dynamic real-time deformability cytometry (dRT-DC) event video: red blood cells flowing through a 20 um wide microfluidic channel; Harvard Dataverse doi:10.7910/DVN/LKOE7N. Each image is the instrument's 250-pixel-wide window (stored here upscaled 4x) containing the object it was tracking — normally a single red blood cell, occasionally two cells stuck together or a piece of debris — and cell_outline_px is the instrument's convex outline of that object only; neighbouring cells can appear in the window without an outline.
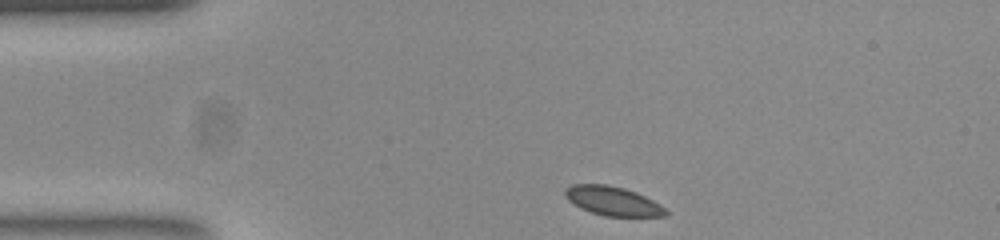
{"species": "common noctule bat (a hibernating species)", "species_latin": "Nyctalus noctula", "temperature_condition": "room temperature", "stored_images_in_passage": 44, "camera_frame_rate_fps": 3000, "um_per_image_px": 0.085, "animal": {"sex": "female", "body_mass_g": 23.0, "forearm_length_mm": 53.4}, "frame": {"image": 1, "passage_image": 1, "time_ms": 0.0, "image_size_px": [1000, 240], "cell_outline_px": [[668, 212], [664, 216], [604, 216], [580, 208], [568, 200], [564, 196], [564, 192], [572, 184], [608, 184], [624, 188], [636, 192], [660, 204]], "centroid_in_image_um": [52.07, 17.08], "position_along_channel_um": 32.9, "area_um2": 16.94}}
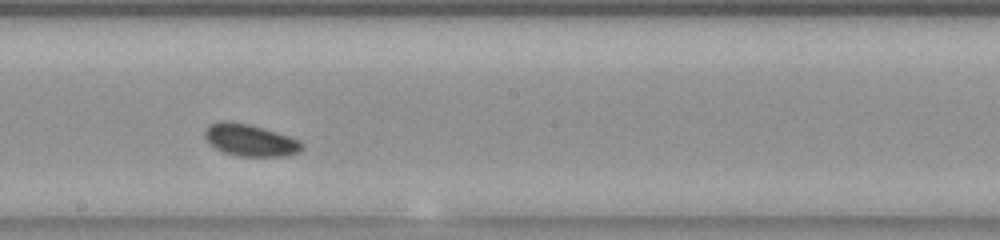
{"frame": {"image": 2, "passage_image": 20, "time_ms": 6.333, "image_size_px": [1000, 240], "cell_outline_px": [[304, 148], [300, 152], [288, 156], [240, 156], [224, 152], [208, 144], [204, 136], [204, 132], [212, 124], [248, 124], [288, 136], [300, 140], [304, 144]], "centroid_in_image_um": [21.35, 11.98], "position_along_channel_um": 226.9, "area_um2": 17.46}}
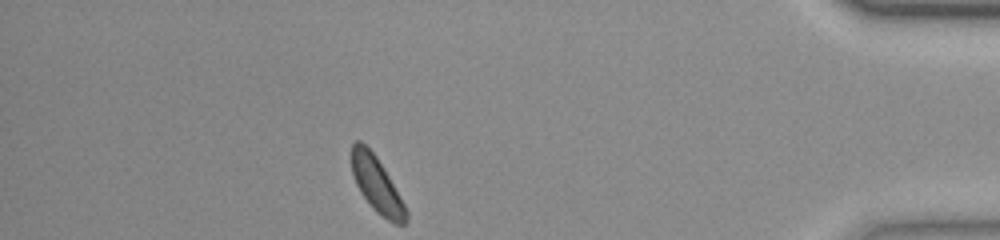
{"frame": {"image": 3, "passage_image": 38, "time_ms": 12.333, "image_size_px": [1000, 240], "cell_outline_px": [[408, 220], [404, 224], [396, 224], [388, 220], [376, 212], [372, 208], [360, 192], [356, 184], [352, 172], [352, 144], [356, 140], [360, 140], [376, 156], [388, 176], [404, 204], [408, 212]], "centroid_in_image_um": [32.02, 15.72], "position_along_channel_um": 403.2, "area_um2": 17.28}, "authors_computed_cell_mechanics": {"area_um2": 17.3978, "velocity_mm_per_s": 3.755, "shape_relaxation_time_tau1_ms": 1.377, "shape_relaxation_time_tau2_ms": null, "deformation_change_tau1": 0.0355, "deformation_change_tau2": null}}